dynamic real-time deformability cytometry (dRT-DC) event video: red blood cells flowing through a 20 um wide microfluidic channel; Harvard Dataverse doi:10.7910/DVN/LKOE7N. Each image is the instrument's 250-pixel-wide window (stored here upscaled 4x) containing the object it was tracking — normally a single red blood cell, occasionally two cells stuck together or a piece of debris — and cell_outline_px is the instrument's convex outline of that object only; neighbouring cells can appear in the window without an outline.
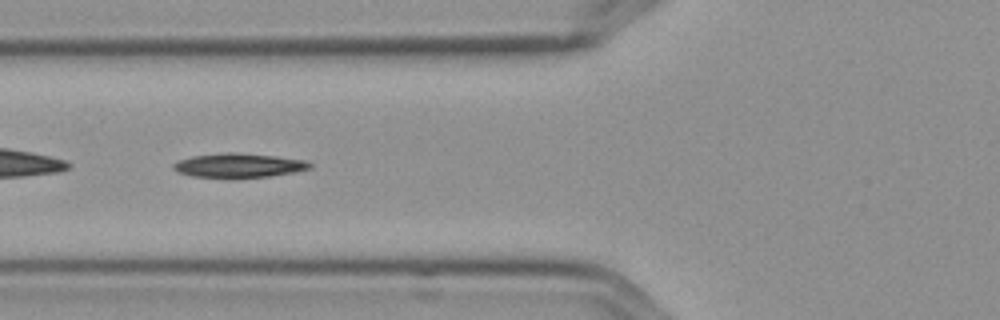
{"species": "Egyptian fruit bat (a non-hibernating species)", "species_latin": "Rousettus aegyptiacus", "temperature_condition": "cold", "stored_images_in_passage": 10, "camera_frame_rate_fps": 3000, "um_per_image_px": 0.085, "frame": {"image": 1, "passage_image": 6, "time_ms": 1.667, "image_size_px": [1000, 320], "cell_outline_px": [[312, 168], [296, 172], [268, 176], [192, 176], [180, 172], [172, 168], [172, 164], [180, 160], [192, 156], [228, 152], [236, 152], [276, 156], [304, 160], [312, 164]], "centroid_in_image_um": [20.34, 14.03], "position_along_channel_um": 105.5, "area_um2": 18.67}}
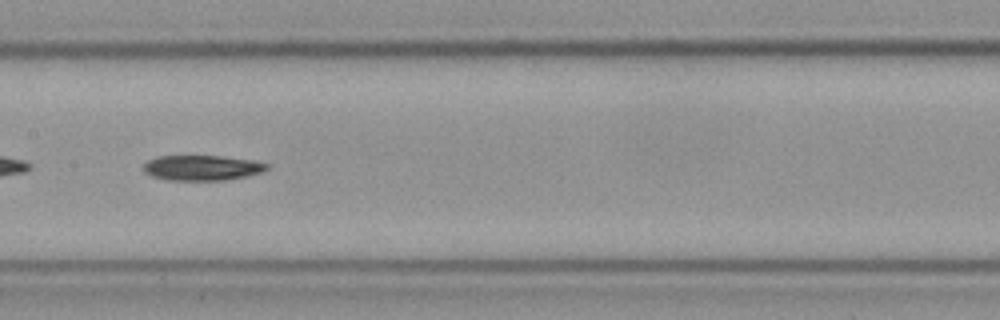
{"frame": {"image": 2, "passage_image": 8, "time_ms": 2.333, "image_size_px": [1000, 320], "cell_outline_px": [[268, 168], [264, 172], [224, 180], [168, 180], [152, 176], [144, 172], [144, 164], [148, 160], [156, 156], [220, 156], [256, 160], [268, 164]], "centroid_in_image_um": [17.18, 14.25], "position_along_channel_um": 190.2, "area_um2": 18.15}}
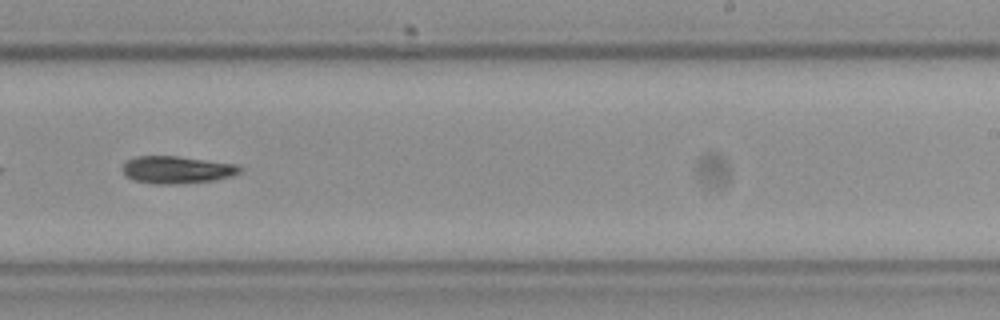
{"frame": {"image": 3, "passage_image": 10, "time_ms": 3.0, "image_size_px": [1000, 320], "cell_outline_px": [[244, 168], [240, 172], [232, 176], [212, 180], [180, 184], [152, 184], [132, 180], [124, 176], [120, 168], [128, 160], [136, 156], [176, 156], [236, 164]], "centroid_in_image_um": [14.99, 14.44], "position_along_channel_um": 274.0, "area_um2": 18.9}}